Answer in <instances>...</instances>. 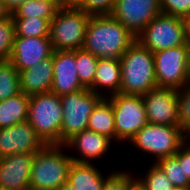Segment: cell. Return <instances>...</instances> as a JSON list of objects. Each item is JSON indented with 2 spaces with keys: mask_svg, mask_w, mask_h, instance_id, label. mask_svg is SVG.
Masks as SVG:
<instances>
[{
  "mask_svg": "<svg viewBox=\"0 0 190 190\" xmlns=\"http://www.w3.org/2000/svg\"><path fill=\"white\" fill-rule=\"evenodd\" d=\"M21 92L28 96L47 93L53 83V54L33 67L19 72Z\"/></svg>",
  "mask_w": 190,
  "mask_h": 190,
  "instance_id": "ac0fdd59",
  "label": "cell"
},
{
  "mask_svg": "<svg viewBox=\"0 0 190 190\" xmlns=\"http://www.w3.org/2000/svg\"><path fill=\"white\" fill-rule=\"evenodd\" d=\"M15 35L23 37H49L50 22L44 18H12Z\"/></svg>",
  "mask_w": 190,
  "mask_h": 190,
  "instance_id": "484cf974",
  "label": "cell"
},
{
  "mask_svg": "<svg viewBox=\"0 0 190 190\" xmlns=\"http://www.w3.org/2000/svg\"><path fill=\"white\" fill-rule=\"evenodd\" d=\"M45 146L27 120L0 129V158L19 153L35 154Z\"/></svg>",
  "mask_w": 190,
  "mask_h": 190,
  "instance_id": "7c38bea8",
  "label": "cell"
},
{
  "mask_svg": "<svg viewBox=\"0 0 190 190\" xmlns=\"http://www.w3.org/2000/svg\"><path fill=\"white\" fill-rule=\"evenodd\" d=\"M190 47L181 45L154 52V70L159 88L181 90L189 84Z\"/></svg>",
  "mask_w": 190,
  "mask_h": 190,
  "instance_id": "9c48e42d",
  "label": "cell"
},
{
  "mask_svg": "<svg viewBox=\"0 0 190 190\" xmlns=\"http://www.w3.org/2000/svg\"><path fill=\"white\" fill-rule=\"evenodd\" d=\"M136 40L152 53L186 45L181 18L163 13L151 20Z\"/></svg>",
  "mask_w": 190,
  "mask_h": 190,
  "instance_id": "30bf717a",
  "label": "cell"
},
{
  "mask_svg": "<svg viewBox=\"0 0 190 190\" xmlns=\"http://www.w3.org/2000/svg\"><path fill=\"white\" fill-rule=\"evenodd\" d=\"M60 7L50 0H28L12 12V18H44L49 22L56 16Z\"/></svg>",
  "mask_w": 190,
  "mask_h": 190,
  "instance_id": "603a6c76",
  "label": "cell"
},
{
  "mask_svg": "<svg viewBox=\"0 0 190 190\" xmlns=\"http://www.w3.org/2000/svg\"><path fill=\"white\" fill-rule=\"evenodd\" d=\"M15 39L12 16L0 20V61H9Z\"/></svg>",
  "mask_w": 190,
  "mask_h": 190,
  "instance_id": "f1b7e54d",
  "label": "cell"
},
{
  "mask_svg": "<svg viewBox=\"0 0 190 190\" xmlns=\"http://www.w3.org/2000/svg\"><path fill=\"white\" fill-rule=\"evenodd\" d=\"M113 141L95 131L85 129L74 135L64 145L70 152L73 162L93 164L103 159L113 148ZM75 154H72V152ZM77 153V154H76Z\"/></svg>",
  "mask_w": 190,
  "mask_h": 190,
  "instance_id": "5bb4252c",
  "label": "cell"
},
{
  "mask_svg": "<svg viewBox=\"0 0 190 190\" xmlns=\"http://www.w3.org/2000/svg\"><path fill=\"white\" fill-rule=\"evenodd\" d=\"M52 2H55L60 8L65 7L64 0H50Z\"/></svg>",
  "mask_w": 190,
  "mask_h": 190,
  "instance_id": "60d3db41",
  "label": "cell"
},
{
  "mask_svg": "<svg viewBox=\"0 0 190 190\" xmlns=\"http://www.w3.org/2000/svg\"><path fill=\"white\" fill-rule=\"evenodd\" d=\"M185 140L186 142H190V128L185 132Z\"/></svg>",
  "mask_w": 190,
  "mask_h": 190,
  "instance_id": "b9f144b4",
  "label": "cell"
},
{
  "mask_svg": "<svg viewBox=\"0 0 190 190\" xmlns=\"http://www.w3.org/2000/svg\"><path fill=\"white\" fill-rule=\"evenodd\" d=\"M4 4L13 12L18 6L23 4L28 0H2Z\"/></svg>",
  "mask_w": 190,
  "mask_h": 190,
  "instance_id": "e575fe53",
  "label": "cell"
},
{
  "mask_svg": "<svg viewBox=\"0 0 190 190\" xmlns=\"http://www.w3.org/2000/svg\"><path fill=\"white\" fill-rule=\"evenodd\" d=\"M178 126L186 132L190 128V83L178 90Z\"/></svg>",
  "mask_w": 190,
  "mask_h": 190,
  "instance_id": "f546056e",
  "label": "cell"
},
{
  "mask_svg": "<svg viewBox=\"0 0 190 190\" xmlns=\"http://www.w3.org/2000/svg\"><path fill=\"white\" fill-rule=\"evenodd\" d=\"M54 49L49 37L16 36L9 61L19 72L29 69L52 56Z\"/></svg>",
  "mask_w": 190,
  "mask_h": 190,
  "instance_id": "9a60e30c",
  "label": "cell"
},
{
  "mask_svg": "<svg viewBox=\"0 0 190 190\" xmlns=\"http://www.w3.org/2000/svg\"><path fill=\"white\" fill-rule=\"evenodd\" d=\"M95 164L73 162L69 169L67 182L73 185L76 190H102L105 180L116 169L104 174V171L101 172Z\"/></svg>",
  "mask_w": 190,
  "mask_h": 190,
  "instance_id": "ffe728a7",
  "label": "cell"
},
{
  "mask_svg": "<svg viewBox=\"0 0 190 190\" xmlns=\"http://www.w3.org/2000/svg\"><path fill=\"white\" fill-rule=\"evenodd\" d=\"M0 190H9V189L4 188V187H0Z\"/></svg>",
  "mask_w": 190,
  "mask_h": 190,
  "instance_id": "bcb514c9",
  "label": "cell"
},
{
  "mask_svg": "<svg viewBox=\"0 0 190 190\" xmlns=\"http://www.w3.org/2000/svg\"><path fill=\"white\" fill-rule=\"evenodd\" d=\"M113 108L116 143L129 142L147 123L142 96L117 93L107 98Z\"/></svg>",
  "mask_w": 190,
  "mask_h": 190,
  "instance_id": "ba28073f",
  "label": "cell"
},
{
  "mask_svg": "<svg viewBox=\"0 0 190 190\" xmlns=\"http://www.w3.org/2000/svg\"><path fill=\"white\" fill-rule=\"evenodd\" d=\"M185 142V132L179 126L147 123L128 143L137 151L152 156V163H156L175 155Z\"/></svg>",
  "mask_w": 190,
  "mask_h": 190,
  "instance_id": "5b68a950",
  "label": "cell"
},
{
  "mask_svg": "<svg viewBox=\"0 0 190 190\" xmlns=\"http://www.w3.org/2000/svg\"><path fill=\"white\" fill-rule=\"evenodd\" d=\"M34 154L19 153L0 158V187L30 190V173Z\"/></svg>",
  "mask_w": 190,
  "mask_h": 190,
  "instance_id": "e0dca14e",
  "label": "cell"
},
{
  "mask_svg": "<svg viewBox=\"0 0 190 190\" xmlns=\"http://www.w3.org/2000/svg\"><path fill=\"white\" fill-rule=\"evenodd\" d=\"M127 190H146L142 183L135 177L128 185Z\"/></svg>",
  "mask_w": 190,
  "mask_h": 190,
  "instance_id": "8d00e7d4",
  "label": "cell"
},
{
  "mask_svg": "<svg viewBox=\"0 0 190 190\" xmlns=\"http://www.w3.org/2000/svg\"><path fill=\"white\" fill-rule=\"evenodd\" d=\"M27 121L46 145H60L63 123L60 96L51 91L31 95Z\"/></svg>",
  "mask_w": 190,
  "mask_h": 190,
  "instance_id": "277c9868",
  "label": "cell"
},
{
  "mask_svg": "<svg viewBox=\"0 0 190 190\" xmlns=\"http://www.w3.org/2000/svg\"><path fill=\"white\" fill-rule=\"evenodd\" d=\"M161 13L160 0H116L111 15L137 37Z\"/></svg>",
  "mask_w": 190,
  "mask_h": 190,
  "instance_id": "8fae6325",
  "label": "cell"
},
{
  "mask_svg": "<svg viewBox=\"0 0 190 190\" xmlns=\"http://www.w3.org/2000/svg\"><path fill=\"white\" fill-rule=\"evenodd\" d=\"M72 163L65 145H46L34 154L30 190H58L68 181Z\"/></svg>",
  "mask_w": 190,
  "mask_h": 190,
  "instance_id": "3957f363",
  "label": "cell"
},
{
  "mask_svg": "<svg viewBox=\"0 0 190 190\" xmlns=\"http://www.w3.org/2000/svg\"><path fill=\"white\" fill-rule=\"evenodd\" d=\"M120 64V93L142 96L158 87L155 78L154 55L138 40H135L120 57Z\"/></svg>",
  "mask_w": 190,
  "mask_h": 190,
  "instance_id": "7a4b0ae2",
  "label": "cell"
},
{
  "mask_svg": "<svg viewBox=\"0 0 190 190\" xmlns=\"http://www.w3.org/2000/svg\"><path fill=\"white\" fill-rule=\"evenodd\" d=\"M121 64L120 59L99 58L93 85L89 88L102 98L120 93Z\"/></svg>",
  "mask_w": 190,
  "mask_h": 190,
  "instance_id": "d6986e66",
  "label": "cell"
},
{
  "mask_svg": "<svg viewBox=\"0 0 190 190\" xmlns=\"http://www.w3.org/2000/svg\"><path fill=\"white\" fill-rule=\"evenodd\" d=\"M116 0H85L78 8L90 16L111 15Z\"/></svg>",
  "mask_w": 190,
  "mask_h": 190,
  "instance_id": "1f68e13d",
  "label": "cell"
},
{
  "mask_svg": "<svg viewBox=\"0 0 190 190\" xmlns=\"http://www.w3.org/2000/svg\"><path fill=\"white\" fill-rule=\"evenodd\" d=\"M148 123L178 126V90L156 87L142 95Z\"/></svg>",
  "mask_w": 190,
  "mask_h": 190,
  "instance_id": "4fadbf2b",
  "label": "cell"
},
{
  "mask_svg": "<svg viewBox=\"0 0 190 190\" xmlns=\"http://www.w3.org/2000/svg\"><path fill=\"white\" fill-rule=\"evenodd\" d=\"M160 8L163 14L182 18L190 14V0H160Z\"/></svg>",
  "mask_w": 190,
  "mask_h": 190,
  "instance_id": "d6a6232c",
  "label": "cell"
},
{
  "mask_svg": "<svg viewBox=\"0 0 190 190\" xmlns=\"http://www.w3.org/2000/svg\"><path fill=\"white\" fill-rule=\"evenodd\" d=\"M21 93L19 71L10 61H0V101Z\"/></svg>",
  "mask_w": 190,
  "mask_h": 190,
  "instance_id": "cb8c5ba5",
  "label": "cell"
},
{
  "mask_svg": "<svg viewBox=\"0 0 190 190\" xmlns=\"http://www.w3.org/2000/svg\"><path fill=\"white\" fill-rule=\"evenodd\" d=\"M12 16L10 9L0 0V20L4 18H9Z\"/></svg>",
  "mask_w": 190,
  "mask_h": 190,
  "instance_id": "d590c367",
  "label": "cell"
},
{
  "mask_svg": "<svg viewBox=\"0 0 190 190\" xmlns=\"http://www.w3.org/2000/svg\"><path fill=\"white\" fill-rule=\"evenodd\" d=\"M60 99L63 110L60 145H64L74 135L87 129L89 116L102 97L85 88L60 96Z\"/></svg>",
  "mask_w": 190,
  "mask_h": 190,
  "instance_id": "52a82bcc",
  "label": "cell"
},
{
  "mask_svg": "<svg viewBox=\"0 0 190 190\" xmlns=\"http://www.w3.org/2000/svg\"><path fill=\"white\" fill-rule=\"evenodd\" d=\"M85 0H64L65 7L78 8Z\"/></svg>",
  "mask_w": 190,
  "mask_h": 190,
  "instance_id": "f35d334b",
  "label": "cell"
},
{
  "mask_svg": "<svg viewBox=\"0 0 190 190\" xmlns=\"http://www.w3.org/2000/svg\"><path fill=\"white\" fill-rule=\"evenodd\" d=\"M135 40L112 15H95L89 18L83 49L97 58L120 59Z\"/></svg>",
  "mask_w": 190,
  "mask_h": 190,
  "instance_id": "6da1fadb",
  "label": "cell"
},
{
  "mask_svg": "<svg viewBox=\"0 0 190 190\" xmlns=\"http://www.w3.org/2000/svg\"><path fill=\"white\" fill-rule=\"evenodd\" d=\"M156 164L176 188H186L190 186V181L184 174L183 163H179L175 155L160 159Z\"/></svg>",
  "mask_w": 190,
  "mask_h": 190,
  "instance_id": "83f0119b",
  "label": "cell"
},
{
  "mask_svg": "<svg viewBox=\"0 0 190 190\" xmlns=\"http://www.w3.org/2000/svg\"><path fill=\"white\" fill-rule=\"evenodd\" d=\"M179 163H183L184 174L190 181V143L185 142L175 153Z\"/></svg>",
  "mask_w": 190,
  "mask_h": 190,
  "instance_id": "836d02e7",
  "label": "cell"
},
{
  "mask_svg": "<svg viewBox=\"0 0 190 190\" xmlns=\"http://www.w3.org/2000/svg\"><path fill=\"white\" fill-rule=\"evenodd\" d=\"M58 190H76V188L69 184L68 182H66L63 186H61Z\"/></svg>",
  "mask_w": 190,
  "mask_h": 190,
  "instance_id": "ab89813d",
  "label": "cell"
},
{
  "mask_svg": "<svg viewBox=\"0 0 190 190\" xmlns=\"http://www.w3.org/2000/svg\"><path fill=\"white\" fill-rule=\"evenodd\" d=\"M87 129L109 137L116 146L114 113L112 104L107 98H102L93 109Z\"/></svg>",
  "mask_w": 190,
  "mask_h": 190,
  "instance_id": "44dd1931",
  "label": "cell"
},
{
  "mask_svg": "<svg viewBox=\"0 0 190 190\" xmlns=\"http://www.w3.org/2000/svg\"><path fill=\"white\" fill-rule=\"evenodd\" d=\"M189 83H190V51H189Z\"/></svg>",
  "mask_w": 190,
  "mask_h": 190,
  "instance_id": "ee69618b",
  "label": "cell"
},
{
  "mask_svg": "<svg viewBox=\"0 0 190 190\" xmlns=\"http://www.w3.org/2000/svg\"><path fill=\"white\" fill-rule=\"evenodd\" d=\"M142 175L135 177L142 183L146 190H174L176 187L156 163H151Z\"/></svg>",
  "mask_w": 190,
  "mask_h": 190,
  "instance_id": "4316f807",
  "label": "cell"
},
{
  "mask_svg": "<svg viewBox=\"0 0 190 190\" xmlns=\"http://www.w3.org/2000/svg\"><path fill=\"white\" fill-rule=\"evenodd\" d=\"M99 58L82 49L75 50V63L78 79L84 88L89 89L94 82Z\"/></svg>",
  "mask_w": 190,
  "mask_h": 190,
  "instance_id": "d4e9b609",
  "label": "cell"
},
{
  "mask_svg": "<svg viewBox=\"0 0 190 190\" xmlns=\"http://www.w3.org/2000/svg\"><path fill=\"white\" fill-rule=\"evenodd\" d=\"M75 50H54L53 52V83L51 92L58 96L85 89L77 74Z\"/></svg>",
  "mask_w": 190,
  "mask_h": 190,
  "instance_id": "2e32d148",
  "label": "cell"
},
{
  "mask_svg": "<svg viewBox=\"0 0 190 190\" xmlns=\"http://www.w3.org/2000/svg\"><path fill=\"white\" fill-rule=\"evenodd\" d=\"M134 174L135 173H132V170L116 169L105 180L102 190H127L129 183L135 178Z\"/></svg>",
  "mask_w": 190,
  "mask_h": 190,
  "instance_id": "4dcf8cb0",
  "label": "cell"
},
{
  "mask_svg": "<svg viewBox=\"0 0 190 190\" xmlns=\"http://www.w3.org/2000/svg\"><path fill=\"white\" fill-rule=\"evenodd\" d=\"M186 44L190 47V34L186 37Z\"/></svg>",
  "mask_w": 190,
  "mask_h": 190,
  "instance_id": "7bdbcfd3",
  "label": "cell"
},
{
  "mask_svg": "<svg viewBox=\"0 0 190 190\" xmlns=\"http://www.w3.org/2000/svg\"><path fill=\"white\" fill-rule=\"evenodd\" d=\"M174 190H188V187H186V188H175Z\"/></svg>",
  "mask_w": 190,
  "mask_h": 190,
  "instance_id": "f6af8a7d",
  "label": "cell"
},
{
  "mask_svg": "<svg viewBox=\"0 0 190 190\" xmlns=\"http://www.w3.org/2000/svg\"><path fill=\"white\" fill-rule=\"evenodd\" d=\"M183 23V29L185 33V38L190 34V14H187L181 18Z\"/></svg>",
  "mask_w": 190,
  "mask_h": 190,
  "instance_id": "74e56055",
  "label": "cell"
},
{
  "mask_svg": "<svg viewBox=\"0 0 190 190\" xmlns=\"http://www.w3.org/2000/svg\"><path fill=\"white\" fill-rule=\"evenodd\" d=\"M90 15L76 7H62L50 21L49 38L54 50L82 49Z\"/></svg>",
  "mask_w": 190,
  "mask_h": 190,
  "instance_id": "8992f818",
  "label": "cell"
},
{
  "mask_svg": "<svg viewBox=\"0 0 190 190\" xmlns=\"http://www.w3.org/2000/svg\"><path fill=\"white\" fill-rule=\"evenodd\" d=\"M29 100L30 96L21 92L0 101V129L26 121L28 118Z\"/></svg>",
  "mask_w": 190,
  "mask_h": 190,
  "instance_id": "7402d4cb",
  "label": "cell"
}]
</instances>
